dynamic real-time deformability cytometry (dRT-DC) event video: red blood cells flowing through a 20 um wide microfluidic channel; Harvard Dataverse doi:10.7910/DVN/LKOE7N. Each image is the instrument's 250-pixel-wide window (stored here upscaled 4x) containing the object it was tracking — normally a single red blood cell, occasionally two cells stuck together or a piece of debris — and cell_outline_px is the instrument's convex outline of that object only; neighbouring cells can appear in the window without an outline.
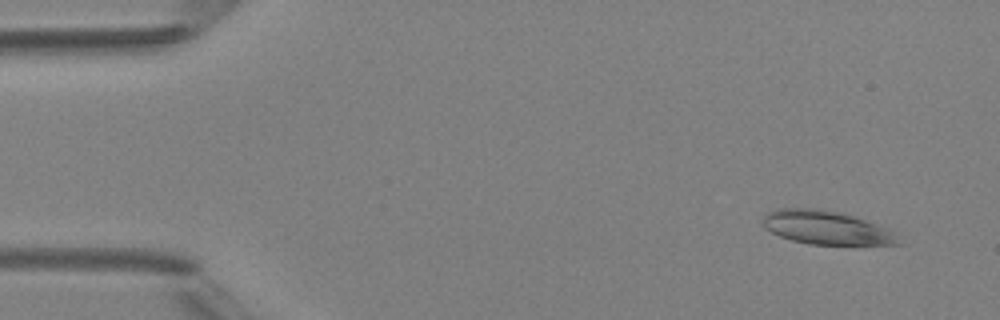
{"species": "Egyptian fruit bat (a non-hibernating species)", "species_latin": "Rousettus aegyptiacus", "temperature_condition": "room temperature", "stored_images_in_passage": 4, "camera_frame_rate_fps": 3000, "um_per_image_px": 0.085, "animal": {"sex": "female"}, "frame": {"image": 1, "passage_image": 1, "time_ms": 0.0, "image_size_px": [1000, 320], "cell_outline_px": [[904, 244], [808, 244], [792, 240], [780, 236], [764, 228], [764, 216], [768, 212], [780, 208], [816, 208], [836, 212], [852, 216], [888, 228]], "centroid_in_image_um": [70.22, 19.35], "position_along_channel_um": 14.8, "area_um2": 26.07}}
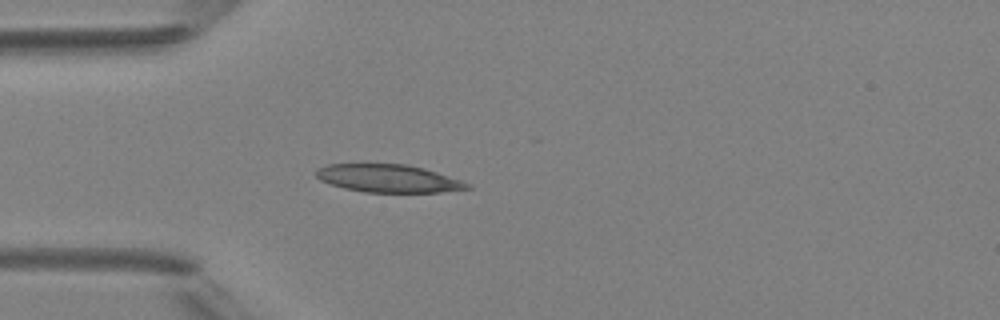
{"frame": {"image": 2, "passage_image": 4, "time_ms": 3.333, "image_size_px": [1000, 320], "cell_outline_px": [[472, 188], [440, 192], [364, 192], [344, 188], [320, 180], [316, 176], [316, 168], [328, 164], [408, 164], [424, 168], [472, 184]], "centroid_in_image_um": [33.01, 15.16], "position_along_channel_um": 52.0, "area_um2": 24.45}}